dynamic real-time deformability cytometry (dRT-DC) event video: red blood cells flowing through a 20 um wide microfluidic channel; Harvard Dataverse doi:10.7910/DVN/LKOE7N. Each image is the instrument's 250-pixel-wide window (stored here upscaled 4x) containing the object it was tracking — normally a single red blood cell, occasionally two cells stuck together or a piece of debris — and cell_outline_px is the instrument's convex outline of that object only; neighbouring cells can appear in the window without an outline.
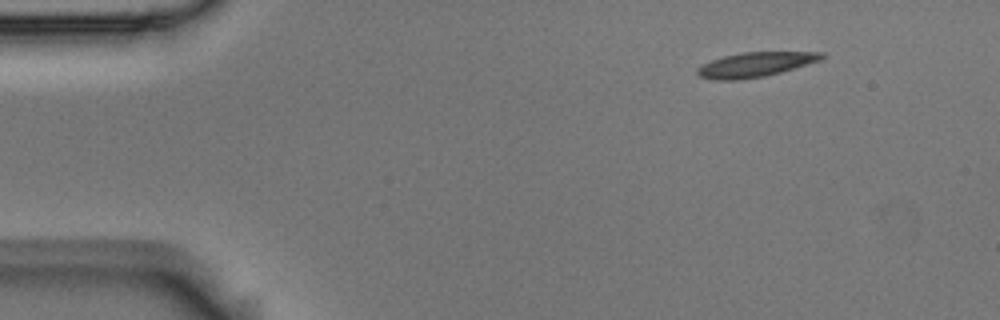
{"species": "Egyptian fruit bat (a non-hibernating species)", "species_latin": "Rousettus aegyptiacus", "temperature_condition": "room temperature", "stored_images_in_passage": 2, "camera_frame_rate_fps": 3000, "um_per_image_px": 0.085, "animal": {"sex": "male"}, "frame": {"image": 1, "passage_image": 2, "time_ms": 0.333, "image_size_px": [1000, 320], "cell_outline_px": [[828, 56], [820, 60], [780, 72], [764, 76], [740, 80], [716, 80], [700, 76], [696, 72], [696, 68], [712, 60], [724, 56], [744, 52], [824, 52]], "centroid_in_image_um": [64.22, 5.48], "position_along_channel_um": 20.8, "area_um2": 17.69}}